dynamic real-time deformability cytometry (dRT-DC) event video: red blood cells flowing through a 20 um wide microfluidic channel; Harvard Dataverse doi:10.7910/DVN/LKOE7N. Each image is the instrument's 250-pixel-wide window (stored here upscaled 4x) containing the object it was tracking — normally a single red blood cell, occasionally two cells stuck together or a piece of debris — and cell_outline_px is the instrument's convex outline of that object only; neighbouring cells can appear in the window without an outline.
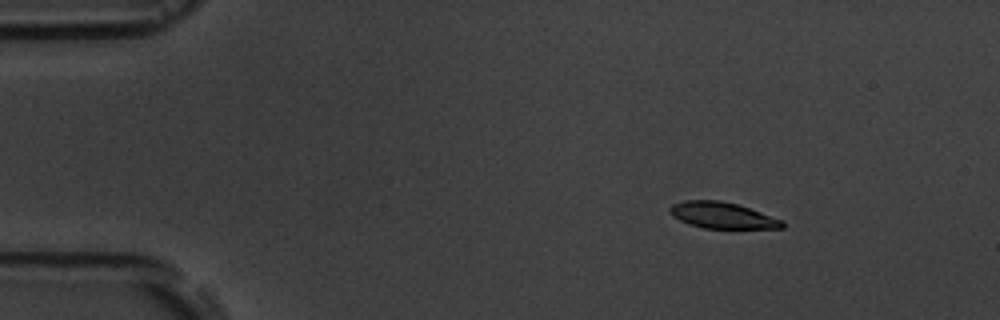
{"species": "common noctule bat (a hibernating species)", "species_latin": "Nyctalus noctula", "temperature_condition": "room temperature", "stored_images_in_passage": 4, "camera_frame_rate_fps": 3000, "um_per_image_px": 0.085, "animal": {"sex": "male", "body_mass_g": 19.5, "forearm_length_mm": 54.6}, "frame": {"image": 1, "passage_image": 1, "time_ms": 0.0, "image_size_px": [1000, 320], "cell_outline_px": [[784, 228], [704, 228], [688, 224], [672, 216], [668, 212], [668, 208], [672, 204], [684, 200], [720, 200], [736, 204], [784, 220]], "centroid_in_image_um": [61.35, 18.3], "position_along_channel_um": 23.6, "area_um2": 17.17}}
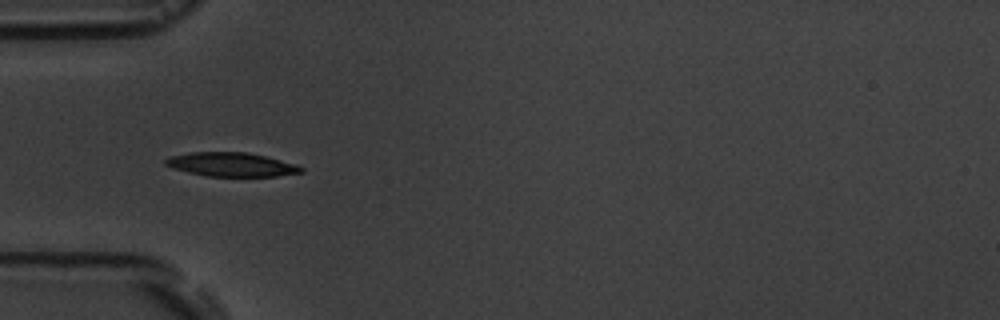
{"frame": {"image": 2, "passage_image": 3, "time_ms": 3.333, "image_size_px": [1000, 320], "cell_outline_px": [[304, 172], [276, 176], [208, 176], [188, 172], [172, 168], [164, 164], [164, 160], [172, 156], [192, 152], [244, 152], [264, 156], [296, 164], [304, 168]], "centroid_in_image_um": [19.67, 13.98], "position_along_channel_um": 65.3, "area_um2": 18.73}}
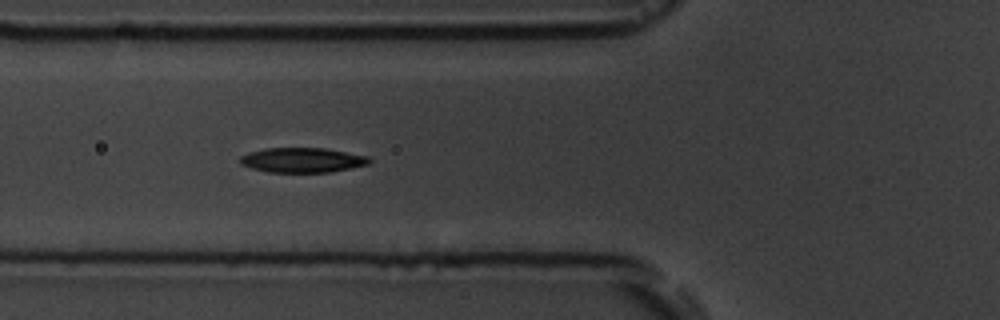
{"frame": {"image": 3, "passage_image": 4, "time_ms": 4.333, "image_size_px": [1000, 320], "cell_outline_px": [[372, 160], [368, 164], [352, 168], [328, 172], [268, 172], [252, 168], [240, 164], [240, 156], [248, 152], [264, 148], [324, 148], [368, 156]], "centroid_in_image_um": [25.68, 13.6], "position_along_channel_um": 100.1, "area_um2": 18.67}}